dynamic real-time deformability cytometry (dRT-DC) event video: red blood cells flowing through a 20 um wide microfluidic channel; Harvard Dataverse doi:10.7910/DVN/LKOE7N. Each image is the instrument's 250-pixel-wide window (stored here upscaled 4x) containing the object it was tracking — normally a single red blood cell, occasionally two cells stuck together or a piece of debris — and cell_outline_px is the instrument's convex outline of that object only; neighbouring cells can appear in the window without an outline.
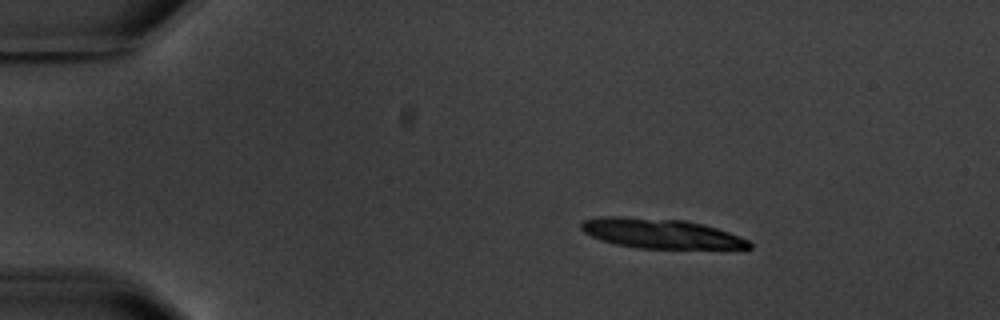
{"species": "common noctule bat (a hibernating species)", "species_latin": "Nyctalus noctula", "temperature_condition": "warm", "stored_images_in_passage": 5, "segment_of_instrument_passage": [1, 2], "camera_frame_rate_fps": 3000, "um_per_image_px": 0.085, "animal": {"sex": "male", "body_mass_g": 20.1, "forearm_length_mm": 53.5}, "frame": {"image": 1, "passage_image": 1, "time_ms": 0.0, "image_size_px": [1000, 320], "cell_outline_px": [[752, 248], [640, 248], [616, 244], [600, 240], [584, 232], [580, 228], [580, 224], [584, 220], [600, 216], [620, 216], [684, 220], [716, 228], [740, 236], [748, 240], [752, 244]], "centroid_in_image_um": [56.12, 19.84], "position_along_channel_um": 28.9, "area_um2": 28.84}}